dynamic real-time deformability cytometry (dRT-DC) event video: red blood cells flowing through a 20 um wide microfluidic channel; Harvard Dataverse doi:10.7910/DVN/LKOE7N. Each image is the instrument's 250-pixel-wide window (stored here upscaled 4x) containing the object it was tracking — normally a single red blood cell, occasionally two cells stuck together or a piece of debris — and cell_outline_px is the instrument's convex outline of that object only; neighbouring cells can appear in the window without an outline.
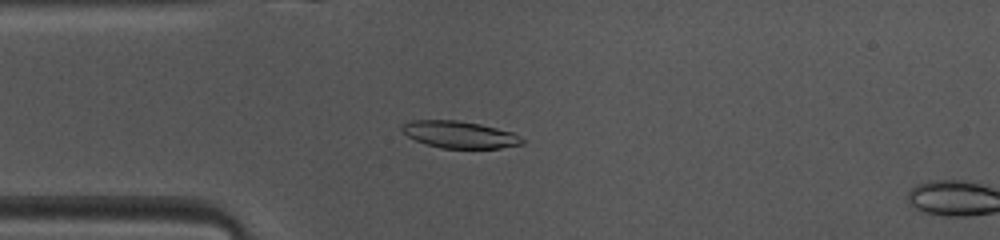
{"species": "common noctule bat (a hibernating species)", "species_latin": "Nyctalus noctula", "temperature_condition": "warm", "stored_images_in_passage": 13, "camera_frame_rate_fps": 3000, "um_per_image_px": 0.085, "animal": {"sex": "female", "body_mass_g": 10.0, "forearm_length_mm": 53.1}, "frame": {"image": 1, "passage_image": 11, "time_ms": 3.333, "image_size_px": [1000, 240], "cell_outline_px": [[524, 144], [500, 148], [440, 148], [416, 140], [408, 136], [400, 128], [400, 124], [412, 120], [456, 120], [480, 124], [512, 132], [524, 140]], "centroid_in_image_um": [39.05, 11.43], "position_along_channel_um": 46.0, "area_um2": 18.79}}